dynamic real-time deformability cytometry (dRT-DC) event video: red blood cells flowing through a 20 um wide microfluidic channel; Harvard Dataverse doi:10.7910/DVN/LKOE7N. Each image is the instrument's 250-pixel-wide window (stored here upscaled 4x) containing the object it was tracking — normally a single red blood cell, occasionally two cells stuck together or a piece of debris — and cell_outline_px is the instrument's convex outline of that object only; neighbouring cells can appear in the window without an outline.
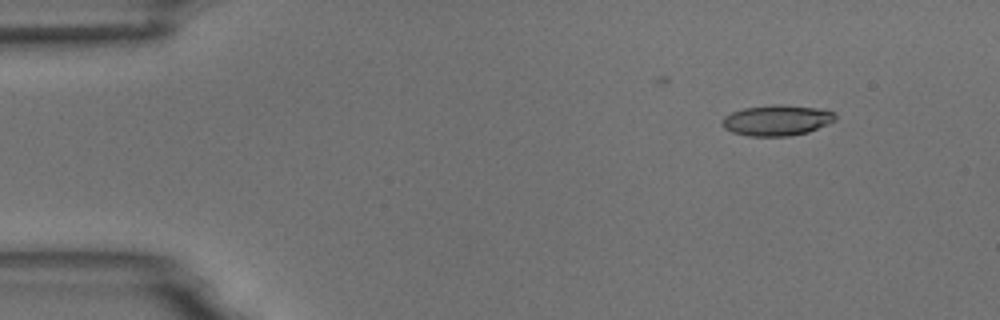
{"species": "common noctule bat (a hibernating species)", "species_latin": "Nyctalus noctula", "temperature_condition": "room temperature", "stored_images_in_passage": 6, "camera_frame_rate_fps": 3000, "um_per_image_px": 0.085, "animal": {"sex": "male", "body_mass_g": 18.8}, "frame": {"image": 1, "passage_image": 1, "time_ms": 0.0, "image_size_px": [1000, 320], "cell_outline_px": [[836, 120], [808, 132], [788, 136], [748, 136], [732, 132], [724, 128], [724, 116], [732, 112], [744, 108], [776, 104], [780, 104], [816, 108], [832, 112], [836, 116]], "centroid_in_image_um": [66.03, 10.23], "position_along_channel_um": 19.0, "area_um2": 19.94}}
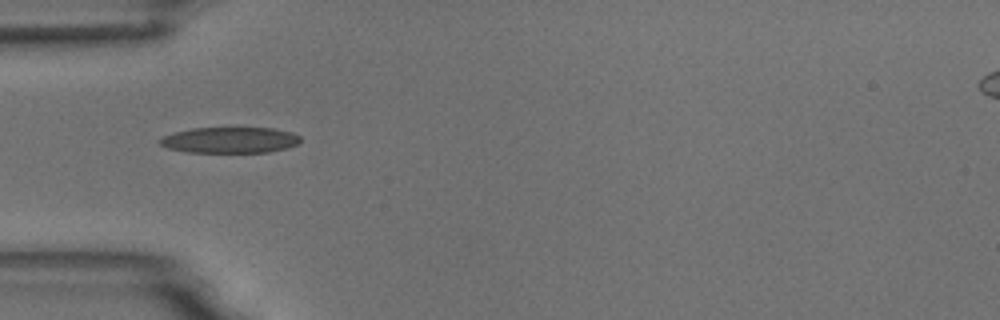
{"frame": {"image": 2, "passage_image": 4, "time_ms": 3.667, "image_size_px": [1000, 320], "cell_outline_px": [[300, 144], [268, 152], [184, 152], [168, 148], [160, 144], [156, 140], [164, 136], [176, 132], [192, 128], [272, 128], [292, 132], [300, 136]], "centroid_in_image_um": [19.54, 11.9], "position_along_channel_um": 65.5, "area_um2": 21.21}}